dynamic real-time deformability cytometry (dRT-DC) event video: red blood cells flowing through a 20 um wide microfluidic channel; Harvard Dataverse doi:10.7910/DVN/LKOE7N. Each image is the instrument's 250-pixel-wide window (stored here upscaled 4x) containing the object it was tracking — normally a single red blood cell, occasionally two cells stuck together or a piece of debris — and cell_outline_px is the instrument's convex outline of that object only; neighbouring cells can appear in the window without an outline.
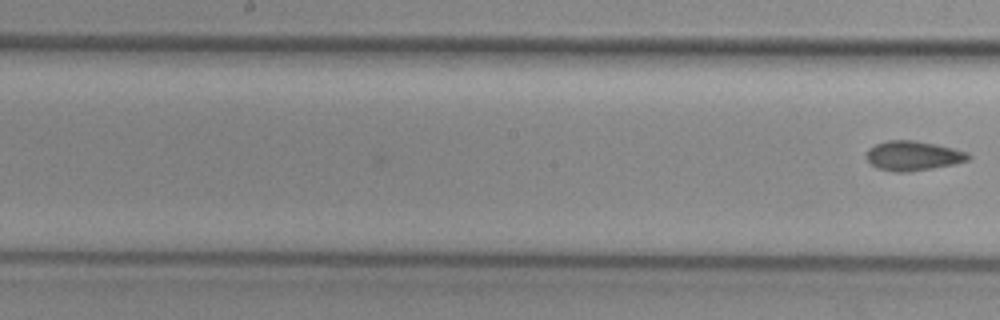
{"species": "common noctule bat (a hibernating species)", "species_latin": "Nyctalus noctula", "temperature_condition": "cold", "stored_images_in_passage": 13, "camera_frame_rate_fps": 3000, "um_per_image_px": 0.085, "animal": {"sex": "female", "body_mass_g": 29.2, "forearm_length_mm": 56.3}, "frame": {"image": 1, "passage_image": 13, "time_ms": 4.0, "image_size_px": [1000, 320], "cell_outline_px": [[972, 156], [968, 160], [952, 164], [932, 168], [908, 172], [896, 172], [876, 168], [864, 156], [868, 148], [876, 144], [888, 140], [916, 140], [936, 144], [968, 152]], "centroid_in_image_um": [77.58, 13.23], "position_along_channel_um": 170.6, "area_um2": 17.63}}